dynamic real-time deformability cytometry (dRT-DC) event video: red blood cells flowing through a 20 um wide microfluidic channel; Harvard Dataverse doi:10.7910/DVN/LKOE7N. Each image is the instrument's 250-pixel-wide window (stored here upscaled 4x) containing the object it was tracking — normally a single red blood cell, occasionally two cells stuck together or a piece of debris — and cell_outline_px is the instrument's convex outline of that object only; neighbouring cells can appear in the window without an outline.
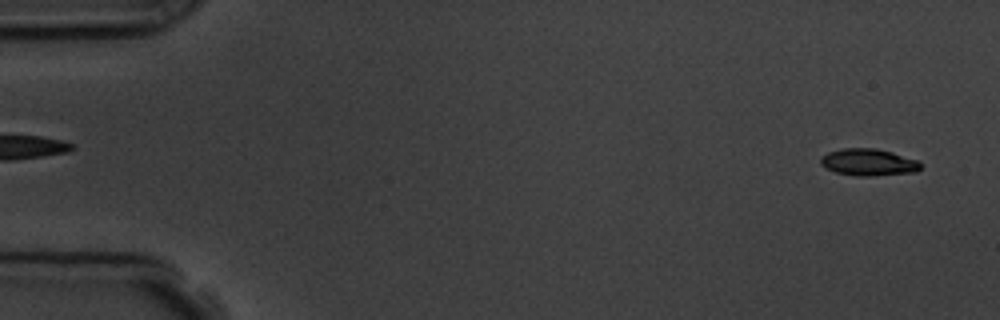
{"species": "common noctule bat (a hibernating species)", "species_latin": "Nyctalus noctula", "temperature_condition": "room temperature", "stored_images_in_passage": 6, "camera_frame_rate_fps": 3000, "um_per_image_px": 0.085, "animal": {"sex": "male", "body_mass_g": 19.5, "forearm_length_mm": 54.6}, "frame": {"image": 1, "passage_image": 6, "time_ms": 5.667, "image_size_px": [1000, 320], "cell_outline_px": [[920, 168], [916, 172], [872, 176], [856, 176], [836, 172], [820, 164], [820, 156], [828, 152], [840, 148], [876, 148], [892, 152], [920, 160]], "centroid_in_image_um": [73.82, 13.78], "position_along_channel_um": 11.2, "area_um2": 15.84}}